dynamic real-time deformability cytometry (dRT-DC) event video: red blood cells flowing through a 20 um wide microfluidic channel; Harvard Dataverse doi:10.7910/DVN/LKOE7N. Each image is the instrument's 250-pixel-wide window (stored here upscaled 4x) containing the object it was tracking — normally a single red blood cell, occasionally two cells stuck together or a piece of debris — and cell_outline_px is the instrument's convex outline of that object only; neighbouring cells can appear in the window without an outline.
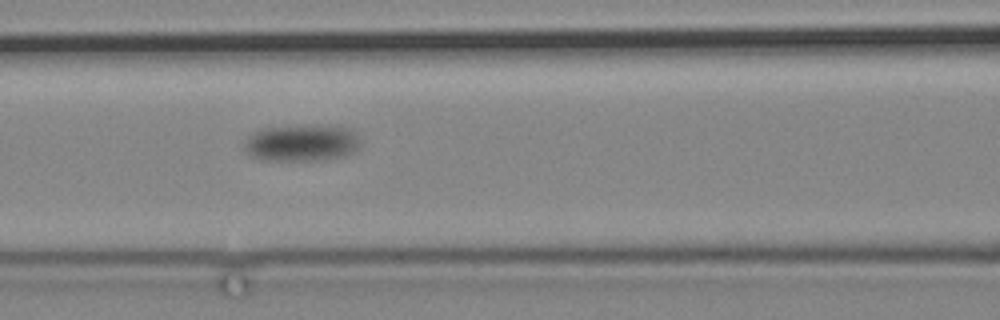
{"species": "common noctule bat (a hibernating species)", "species_latin": "Nyctalus noctula", "temperature_condition": "cold", "stored_images_in_passage": 5, "camera_frame_rate_fps": 3000, "um_per_image_px": 0.085, "animal": {"sex": "male", "body_mass_g": 19.2, "forearm_length_mm": 51.8}, "frame": {"image": 1, "passage_image": 5, "time_ms": 4.667, "image_size_px": [1000, 320], "cell_outline_px": [[360, 148], [344, 156], [320, 160], [264, 160], [252, 156], [244, 148], [244, 140], [248, 136], [264, 128], [308, 124], [332, 124], [348, 128], [356, 132], [360, 140]], "centroid_in_image_um": [25.7, 12.11], "position_along_channel_um": 140.9, "area_um2": 25.37}}